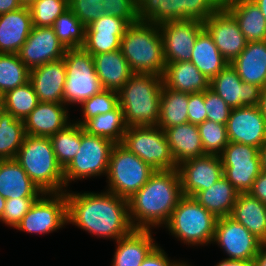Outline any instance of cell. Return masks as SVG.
<instances>
[{
	"label": "cell",
	"mask_w": 266,
	"mask_h": 266,
	"mask_svg": "<svg viewBox=\"0 0 266 266\" xmlns=\"http://www.w3.org/2000/svg\"><path fill=\"white\" fill-rule=\"evenodd\" d=\"M65 191L68 223L88 233L118 241L134 228L129 218L128 200L109 191L101 193Z\"/></svg>",
	"instance_id": "cell-1"
},
{
	"label": "cell",
	"mask_w": 266,
	"mask_h": 266,
	"mask_svg": "<svg viewBox=\"0 0 266 266\" xmlns=\"http://www.w3.org/2000/svg\"><path fill=\"white\" fill-rule=\"evenodd\" d=\"M182 196L178 170H156L147 183L128 199L132 227L151 230V227L165 225Z\"/></svg>",
	"instance_id": "cell-2"
},
{
	"label": "cell",
	"mask_w": 266,
	"mask_h": 266,
	"mask_svg": "<svg viewBox=\"0 0 266 266\" xmlns=\"http://www.w3.org/2000/svg\"><path fill=\"white\" fill-rule=\"evenodd\" d=\"M163 79L160 75L134 73L118 91L126 125L157 126Z\"/></svg>",
	"instance_id": "cell-3"
},
{
	"label": "cell",
	"mask_w": 266,
	"mask_h": 266,
	"mask_svg": "<svg viewBox=\"0 0 266 266\" xmlns=\"http://www.w3.org/2000/svg\"><path fill=\"white\" fill-rule=\"evenodd\" d=\"M15 160L43 193L65 191L64 169L57 161L49 137L26 135Z\"/></svg>",
	"instance_id": "cell-4"
},
{
	"label": "cell",
	"mask_w": 266,
	"mask_h": 266,
	"mask_svg": "<svg viewBox=\"0 0 266 266\" xmlns=\"http://www.w3.org/2000/svg\"><path fill=\"white\" fill-rule=\"evenodd\" d=\"M121 51L133 73L163 76L166 63L158 25L131 24L121 38Z\"/></svg>",
	"instance_id": "cell-5"
},
{
	"label": "cell",
	"mask_w": 266,
	"mask_h": 266,
	"mask_svg": "<svg viewBox=\"0 0 266 266\" xmlns=\"http://www.w3.org/2000/svg\"><path fill=\"white\" fill-rule=\"evenodd\" d=\"M217 218L193 197L183 195L165 227L187 245L213 243Z\"/></svg>",
	"instance_id": "cell-6"
},
{
	"label": "cell",
	"mask_w": 266,
	"mask_h": 266,
	"mask_svg": "<svg viewBox=\"0 0 266 266\" xmlns=\"http://www.w3.org/2000/svg\"><path fill=\"white\" fill-rule=\"evenodd\" d=\"M155 171L121 143L115 144L108 164L106 190L128 200L147 183Z\"/></svg>",
	"instance_id": "cell-7"
},
{
	"label": "cell",
	"mask_w": 266,
	"mask_h": 266,
	"mask_svg": "<svg viewBox=\"0 0 266 266\" xmlns=\"http://www.w3.org/2000/svg\"><path fill=\"white\" fill-rule=\"evenodd\" d=\"M139 22L162 24L175 20L205 22L223 6L222 0H136Z\"/></svg>",
	"instance_id": "cell-8"
},
{
	"label": "cell",
	"mask_w": 266,
	"mask_h": 266,
	"mask_svg": "<svg viewBox=\"0 0 266 266\" xmlns=\"http://www.w3.org/2000/svg\"><path fill=\"white\" fill-rule=\"evenodd\" d=\"M63 59L67 74L63 94L64 104H81L103 89L90 53L83 48L67 49Z\"/></svg>",
	"instance_id": "cell-9"
},
{
	"label": "cell",
	"mask_w": 266,
	"mask_h": 266,
	"mask_svg": "<svg viewBox=\"0 0 266 266\" xmlns=\"http://www.w3.org/2000/svg\"><path fill=\"white\" fill-rule=\"evenodd\" d=\"M121 144L154 170L177 169L164 130L158 126H130Z\"/></svg>",
	"instance_id": "cell-10"
},
{
	"label": "cell",
	"mask_w": 266,
	"mask_h": 266,
	"mask_svg": "<svg viewBox=\"0 0 266 266\" xmlns=\"http://www.w3.org/2000/svg\"><path fill=\"white\" fill-rule=\"evenodd\" d=\"M115 143L87 134L81 126V145L73 160L64 168L65 191L69 182L107 175L110 154Z\"/></svg>",
	"instance_id": "cell-11"
},
{
	"label": "cell",
	"mask_w": 266,
	"mask_h": 266,
	"mask_svg": "<svg viewBox=\"0 0 266 266\" xmlns=\"http://www.w3.org/2000/svg\"><path fill=\"white\" fill-rule=\"evenodd\" d=\"M259 149L229 141L220 155L224 177L239 193H248L261 173Z\"/></svg>",
	"instance_id": "cell-12"
},
{
	"label": "cell",
	"mask_w": 266,
	"mask_h": 266,
	"mask_svg": "<svg viewBox=\"0 0 266 266\" xmlns=\"http://www.w3.org/2000/svg\"><path fill=\"white\" fill-rule=\"evenodd\" d=\"M67 223V199L65 191L60 193H43L35 200L30 210L15 229L32 234H49L62 228Z\"/></svg>",
	"instance_id": "cell-13"
},
{
	"label": "cell",
	"mask_w": 266,
	"mask_h": 266,
	"mask_svg": "<svg viewBox=\"0 0 266 266\" xmlns=\"http://www.w3.org/2000/svg\"><path fill=\"white\" fill-rule=\"evenodd\" d=\"M165 63L190 61L193 46L204 30L200 20H175L159 24Z\"/></svg>",
	"instance_id": "cell-14"
},
{
	"label": "cell",
	"mask_w": 266,
	"mask_h": 266,
	"mask_svg": "<svg viewBox=\"0 0 266 266\" xmlns=\"http://www.w3.org/2000/svg\"><path fill=\"white\" fill-rule=\"evenodd\" d=\"M229 256L227 260L253 261L262 242L231 217L217 218L213 241Z\"/></svg>",
	"instance_id": "cell-15"
},
{
	"label": "cell",
	"mask_w": 266,
	"mask_h": 266,
	"mask_svg": "<svg viewBox=\"0 0 266 266\" xmlns=\"http://www.w3.org/2000/svg\"><path fill=\"white\" fill-rule=\"evenodd\" d=\"M182 194L193 197L201 190L209 189L224 176L223 165L218 155H203L177 165Z\"/></svg>",
	"instance_id": "cell-16"
},
{
	"label": "cell",
	"mask_w": 266,
	"mask_h": 266,
	"mask_svg": "<svg viewBox=\"0 0 266 266\" xmlns=\"http://www.w3.org/2000/svg\"><path fill=\"white\" fill-rule=\"evenodd\" d=\"M203 25L229 64L245 49V36L237 21L223 6L203 22Z\"/></svg>",
	"instance_id": "cell-17"
},
{
	"label": "cell",
	"mask_w": 266,
	"mask_h": 266,
	"mask_svg": "<svg viewBox=\"0 0 266 266\" xmlns=\"http://www.w3.org/2000/svg\"><path fill=\"white\" fill-rule=\"evenodd\" d=\"M226 129L231 142L257 148L266 143V120L259 106H241L232 109Z\"/></svg>",
	"instance_id": "cell-18"
},
{
	"label": "cell",
	"mask_w": 266,
	"mask_h": 266,
	"mask_svg": "<svg viewBox=\"0 0 266 266\" xmlns=\"http://www.w3.org/2000/svg\"><path fill=\"white\" fill-rule=\"evenodd\" d=\"M66 48L52 27L33 26L27 40L17 53L29 70L64 57Z\"/></svg>",
	"instance_id": "cell-19"
},
{
	"label": "cell",
	"mask_w": 266,
	"mask_h": 266,
	"mask_svg": "<svg viewBox=\"0 0 266 266\" xmlns=\"http://www.w3.org/2000/svg\"><path fill=\"white\" fill-rule=\"evenodd\" d=\"M210 89L232 109L258 106L262 90L256 84L243 82L230 64L210 80Z\"/></svg>",
	"instance_id": "cell-20"
},
{
	"label": "cell",
	"mask_w": 266,
	"mask_h": 266,
	"mask_svg": "<svg viewBox=\"0 0 266 266\" xmlns=\"http://www.w3.org/2000/svg\"><path fill=\"white\" fill-rule=\"evenodd\" d=\"M66 75L63 58L30 70L29 81L39 102L63 103Z\"/></svg>",
	"instance_id": "cell-21"
},
{
	"label": "cell",
	"mask_w": 266,
	"mask_h": 266,
	"mask_svg": "<svg viewBox=\"0 0 266 266\" xmlns=\"http://www.w3.org/2000/svg\"><path fill=\"white\" fill-rule=\"evenodd\" d=\"M68 114L64 103L39 102L24 120L26 135L51 137L71 123Z\"/></svg>",
	"instance_id": "cell-22"
},
{
	"label": "cell",
	"mask_w": 266,
	"mask_h": 266,
	"mask_svg": "<svg viewBox=\"0 0 266 266\" xmlns=\"http://www.w3.org/2000/svg\"><path fill=\"white\" fill-rule=\"evenodd\" d=\"M33 28L29 7L0 15V53L17 54Z\"/></svg>",
	"instance_id": "cell-23"
},
{
	"label": "cell",
	"mask_w": 266,
	"mask_h": 266,
	"mask_svg": "<svg viewBox=\"0 0 266 266\" xmlns=\"http://www.w3.org/2000/svg\"><path fill=\"white\" fill-rule=\"evenodd\" d=\"M42 194L15 159L0 160V195L17 199L39 198Z\"/></svg>",
	"instance_id": "cell-24"
},
{
	"label": "cell",
	"mask_w": 266,
	"mask_h": 266,
	"mask_svg": "<svg viewBox=\"0 0 266 266\" xmlns=\"http://www.w3.org/2000/svg\"><path fill=\"white\" fill-rule=\"evenodd\" d=\"M223 7L237 21L247 42L266 40V19L252 0H225Z\"/></svg>",
	"instance_id": "cell-25"
},
{
	"label": "cell",
	"mask_w": 266,
	"mask_h": 266,
	"mask_svg": "<svg viewBox=\"0 0 266 266\" xmlns=\"http://www.w3.org/2000/svg\"><path fill=\"white\" fill-rule=\"evenodd\" d=\"M95 72L103 89L119 91L134 74L121 49L92 55Z\"/></svg>",
	"instance_id": "cell-26"
},
{
	"label": "cell",
	"mask_w": 266,
	"mask_h": 266,
	"mask_svg": "<svg viewBox=\"0 0 266 266\" xmlns=\"http://www.w3.org/2000/svg\"><path fill=\"white\" fill-rule=\"evenodd\" d=\"M230 65L243 82L266 86V40L247 42L245 49Z\"/></svg>",
	"instance_id": "cell-27"
},
{
	"label": "cell",
	"mask_w": 266,
	"mask_h": 266,
	"mask_svg": "<svg viewBox=\"0 0 266 266\" xmlns=\"http://www.w3.org/2000/svg\"><path fill=\"white\" fill-rule=\"evenodd\" d=\"M151 232L152 230L134 229L129 235L116 241L112 266H140L158 245Z\"/></svg>",
	"instance_id": "cell-28"
},
{
	"label": "cell",
	"mask_w": 266,
	"mask_h": 266,
	"mask_svg": "<svg viewBox=\"0 0 266 266\" xmlns=\"http://www.w3.org/2000/svg\"><path fill=\"white\" fill-rule=\"evenodd\" d=\"M170 152L176 163L206 155L197 124L190 122L164 129Z\"/></svg>",
	"instance_id": "cell-29"
},
{
	"label": "cell",
	"mask_w": 266,
	"mask_h": 266,
	"mask_svg": "<svg viewBox=\"0 0 266 266\" xmlns=\"http://www.w3.org/2000/svg\"><path fill=\"white\" fill-rule=\"evenodd\" d=\"M162 79L167 88L184 93L210 88V80L191 61L167 63Z\"/></svg>",
	"instance_id": "cell-30"
},
{
	"label": "cell",
	"mask_w": 266,
	"mask_h": 266,
	"mask_svg": "<svg viewBox=\"0 0 266 266\" xmlns=\"http://www.w3.org/2000/svg\"><path fill=\"white\" fill-rule=\"evenodd\" d=\"M262 243H266V205L249 193H239L231 214Z\"/></svg>",
	"instance_id": "cell-31"
},
{
	"label": "cell",
	"mask_w": 266,
	"mask_h": 266,
	"mask_svg": "<svg viewBox=\"0 0 266 266\" xmlns=\"http://www.w3.org/2000/svg\"><path fill=\"white\" fill-rule=\"evenodd\" d=\"M239 192L223 176L209 189L197 192L193 198L216 218L228 217L237 201Z\"/></svg>",
	"instance_id": "cell-32"
},
{
	"label": "cell",
	"mask_w": 266,
	"mask_h": 266,
	"mask_svg": "<svg viewBox=\"0 0 266 266\" xmlns=\"http://www.w3.org/2000/svg\"><path fill=\"white\" fill-rule=\"evenodd\" d=\"M190 61L209 80L217 76L229 64L205 29L195 41Z\"/></svg>",
	"instance_id": "cell-33"
},
{
	"label": "cell",
	"mask_w": 266,
	"mask_h": 266,
	"mask_svg": "<svg viewBox=\"0 0 266 266\" xmlns=\"http://www.w3.org/2000/svg\"><path fill=\"white\" fill-rule=\"evenodd\" d=\"M189 93L167 88L161 90L160 113L157 126L170 128L188 122Z\"/></svg>",
	"instance_id": "cell-34"
},
{
	"label": "cell",
	"mask_w": 266,
	"mask_h": 266,
	"mask_svg": "<svg viewBox=\"0 0 266 266\" xmlns=\"http://www.w3.org/2000/svg\"><path fill=\"white\" fill-rule=\"evenodd\" d=\"M82 128L87 134L100 136L115 144H120L128 126L122 108L118 105L110 112L88 119L82 125Z\"/></svg>",
	"instance_id": "cell-35"
},
{
	"label": "cell",
	"mask_w": 266,
	"mask_h": 266,
	"mask_svg": "<svg viewBox=\"0 0 266 266\" xmlns=\"http://www.w3.org/2000/svg\"><path fill=\"white\" fill-rule=\"evenodd\" d=\"M25 136L24 121L0 107V160L15 159Z\"/></svg>",
	"instance_id": "cell-36"
},
{
	"label": "cell",
	"mask_w": 266,
	"mask_h": 266,
	"mask_svg": "<svg viewBox=\"0 0 266 266\" xmlns=\"http://www.w3.org/2000/svg\"><path fill=\"white\" fill-rule=\"evenodd\" d=\"M38 103V97L30 81L8 91L0 97V107L11 113L16 119L23 121L35 109Z\"/></svg>",
	"instance_id": "cell-37"
},
{
	"label": "cell",
	"mask_w": 266,
	"mask_h": 266,
	"mask_svg": "<svg viewBox=\"0 0 266 266\" xmlns=\"http://www.w3.org/2000/svg\"><path fill=\"white\" fill-rule=\"evenodd\" d=\"M49 138L57 161L64 169L79 151L81 125L72 120V123Z\"/></svg>",
	"instance_id": "cell-38"
},
{
	"label": "cell",
	"mask_w": 266,
	"mask_h": 266,
	"mask_svg": "<svg viewBox=\"0 0 266 266\" xmlns=\"http://www.w3.org/2000/svg\"><path fill=\"white\" fill-rule=\"evenodd\" d=\"M52 28L66 49H78L84 45L86 26L70 8L55 20Z\"/></svg>",
	"instance_id": "cell-39"
},
{
	"label": "cell",
	"mask_w": 266,
	"mask_h": 266,
	"mask_svg": "<svg viewBox=\"0 0 266 266\" xmlns=\"http://www.w3.org/2000/svg\"><path fill=\"white\" fill-rule=\"evenodd\" d=\"M30 80V70L18 54L0 53V97Z\"/></svg>",
	"instance_id": "cell-40"
},
{
	"label": "cell",
	"mask_w": 266,
	"mask_h": 266,
	"mask_svg": "<svg viewBox=\"0 0 266 266\" xmlns=\"http://www.w3.org/2000/svg\"><path fill=\"white\" fill-rule=\"evenodd\" d=\"M198 129L205 154L220 156L229 143L226 125L206 119Z\"/></svg>",
	"instance_id": "cell-41"
},
{
	"label": "cell",
	"mask_w": 266,
	"mask_h": 266,
	"mask_svg": "<svg viewBox=\"0 0 266 266\" xmlns=\"http://www.w3.org/2000/svg\"><path fill=\"white\" fill-rule=\"evenodd\" d=\"M69 8V0H35L29 7L33 26L52 27Z\"/></svg>",
	"instance_id": "cell-42"
},
{
	"label": "cell",
	"mask_w": 266,
	"mask_h": 266,
	"mask_svg": "<svg viewBox=\"0 0 266 266\" xmlns=\"http://www.w3.org/2000/svg\"><path fill=\"white\" fill-rule=\"evenodd\" d=\"M80 105L82 106L83 120H78L76 123L82 126L88 119L114 110L119 105L118 92L102 89Z\"/></svg>",
	"instance_id": "cell-43"
},
{
	"label": "cell",
	"mask_w": 266,
	"mask_h": 266,
	"mask_svg": "<svg viewBox=\"0 0 266 266\" xmlns=\"http://www.w3.org/2000/svg\"><path fill=\"white\" fill-rule=\"evenodd\" d=\"M125 32L86 31L82 48L91 55L121 49V38Z\"/></svg>",
	"instance_id": "cell-44"
},
{
	"label": "cell",
	"mask_w": 266,
	"mask_h": 266,
	"mask_svg": "<svg viewBox=\"0 0 266 266\" xmlns=\"http://www.w3.org/2000/svg\"><path fill=\"white\" fill-rule=\"evenodd\" d=\"M104 0H69V7L75 16L87 27L90 23L98 20L105 10Z\"/></svg>",
	"instance_id": "cell-45"
},
{
	"label": "cell",
	"mask_w": 266,
	"mask_h": 266,
	"mask_svg": "<svg viewBox=\"0 0 266 266\" xmlns=\"http://www.w3.org/2000/svg\"><path fill=\"white\" fill-rule=\"evenodd\" d=\"M37 199L38 198L6 199L5 209L0 221L10 227L16 228Z\"/></svg>",
	"instance_id": "cell-46"
},
{
	"label": "cell",
	"mask_w": 266,
	"mask_h": 266,
	"mask_svg": "<svg viewBox=\"0 0 266 266\" xmlns=\"http://www.w3.org/2000/svg\"><path fill=\"white\" fill-rule=\"evenodd\" d=\"M204 104L207 112V120L224 125L227 124L232 108L210 88L204 91Z\"/></svg>",
	"instance_id": "cell-47"
},
{
	"label": "cell",
	"mask_w": 266,
	"mask_h": 266,
	"mask_svg": "<svg viewBox=\"0 0 266 266\" xmlns=\"http://www.w3.org/2000/svg\"><path fill=\"white\" fill-rule=\"evenodd\" d=\"M105 14L126 19L130 24L138 23L136 0H104Z\"/></svg>",
	"instance_id": "cell-48"
},
{
	"label": "cell",
	"mask_w": 266,
	"mask_h": 266,
	"mask_svg": "<svg viewBox=\"0 0 266 266\" xmlns=\"http://www.w3.org/2000/svg\"><path fill=\"white\" fill-rule=\"evenodd\" d=\"M130 25L126 19L103 14L98 20L90 23L86 31L126 32Z\"/></svg>",
	"instance_id": "cell-49"
},
{
	"label": "cell",
	"mask_w": 266,
	"mask_h": 266,
	"mask_svg": "<svg viewBox=\"0 0 266 266\" xmlns=\"http://www.w3.org/2000/svg\"><path fill=\"white\" fill-rule=\"evenodd\" d=\"M206 119L207 112L204 104V91L189 93L188 122L198 125Z\"/></svg>",
	"instance_id": "cell-50"
},
{
	"label": "cell",
	"mask_w": 266,
	"mask_h": 266,
	"mask_svg": "<svg viewBox=\"0 0 266 266\" xmlns=\"http://www.w3.org/2000/svg\"><path fill=\"white\" fill-rule=\"evenodd\" d=\"M179 263V261H171L170 258L167 257L166 252L157 245L140 266H177Z\"/></svg>",
	"instance_id": "cell-51"
},
{
	"label": "cell",
	"mask_w": 266,
	"mask_h": 266,
	"mask_svg": "<svg viewBox=\"0 0 266 266\" xmlns=\"http://www.w3.org/2000/svg\"><path fill=\"white\" fill-rule=\"evenodd\" d=\"M252 197L257 198L266 205V173L261 171L253 182L251 190L248 192Z\"/></svg>",
	"instance_id": "cell-52"
},
{
	"label": "cell",
	"mask_w": 266,
	"mask_h": 266,
	"mask_svg": "<svg viewBox=\"0 0 266 266\" xmlns=\"http://www.w3.org/2000/svg\"><path fill=\"white\" fill-rule=\"evenodd\" d=\"M18 0H0V15L21 8Z\"/></svg>",
	"instance_id": "cell-53"
},
{
	"label": "cell",
	"mask_w": 266,
	"mask_h": 266,
	"mask_svg": "<svg viewBox=\"0 0 266 266\" xmlns=\"http://www.w3.org/2000/svg\"><path fill=\"white\" fill-rule=\"evenodd\" d=\"M253 266H266V243H262L253 260Z\"/></svg>",
	"instance_id": "cell-54"
},
{
	"label": "cell",
	"mask_w": 266,
	"mask_h": 266,
	"mask_svg": "<svg viewBox=\"0 0 266 266\" xmlns=\"http://www.w3.org/2000/svg\"><path fill=\"white\" fill-rule=\"evenodd\" d=\"M216 266H253V261L223 259Z\"/></svg>",
	"instance_id": "cell-55"
},
{
	"label": "cell",
	"mask_w": 266,
	"mask_h": 266,
	"mask_svg": "<svg viewBox=\"0 0 266 266\" xmlns=\"http://www.w3.org/2000/svg\"><path fill=\"white\" fill-rule=\"evenodd\" d=\"M258 106L266 120V86L261 90V97Z\"/></svg>",
	"instance_id": "cell-56"
},
{
	"label": "cell",
	"mask_w": 266,
	"mask_h": 266,
	"mask_svg": "<svg viewBox=\"0 0 266 266\" xmlns=\"http://www.w3.org/2000/svg\"><path fill=\"white\" fill-rule=\"evenodd\" d=\"M261 171L266 173V143L259 149Z\"/></svg>",
	"instance_id": "cell-57"
},
{
	"label": "cell",
	"mask_w": 266,
	"mask_h": 266,
	"mask_svg": "<svg viewBox=\"0 0 266 266\" xmlns=\"http://www.w3.org/2000/svg\"><path fill=\"white\" fill-rule=\"evenodd\" d=\"M261 10L266 19V0H252Z\"/></svg>",
	"instance_id": "cell-58"
},
{
	"label": "cell",
	"mask_w": 266,
	"mask_h": 266,
	"mask_svg": "<svg viewBox=\"0 0 266 266\" xmlns=\"http://www.w3.org/2000/svg\"><path fill=\"white\" fill-rule=\"evenodd\" d=\"M5 203H6V199L2 195H0V219L5 209Z\"/></svg>",
	"instance_id": "cell-59"
},
{
	"label": "cell",
	"mask_w": 266,
	"mask_h": 266,
	"mask_svg": "<svg viewBox=\"0 0 266 266\" xmlns=\"http://www.w3.org/2000/svg\"><path fill=\"white\" fill-rule=\"evenodd\" d=\"M35 0H18V2L21 4L23 7H30V5L34 2Z\"/></svg>",
	"instance_id": "cell-60"
},
{
	"label": "cell",
	"mask_w": 266,
	"mask_h": 266,
	"mask_svg": "<svg viewBox=\"0 0 266 266\" xmlns=\"http://www.w3.org/2000/svg\"><path fill=\"white\" fill-rule=\"evenodd\" d=\"M177 266H190V265H188V264H186V262L184 263V262L182 261V262H180Z\"/></svg>",
	"instance_id": "cell-61"
}]
</instances>
